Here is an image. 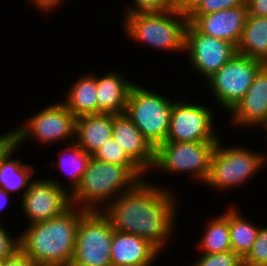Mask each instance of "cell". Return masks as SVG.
Returning a JSON list of instances; mask_svg holds the SVG:
<instances>
[{
  "mask_svg": "<svg viewBox=\"0 0 267 266\" xmlns=\"http://www.w3.org/2000/svg\"><path fill=\"white\" fill-rule=\"evenodd\" d=\"M146 179L123 192L102 212L115 231L145 238L163 252L176 230L178 199L169 188Z\"/></svg>",
  "mask_w": 267,
  "mask_h": 266,
  "instance_id": "6da1fadb",
  "label": "cell"
},
{
  "mask_svg": "<svg viewBox=\"0 0 267 266\" xmlns=\"http://www.w3.org/2000/svg\"><path fill=\"white\" fill-rule=\"evenodd\" d=\"M86 210L71 206L63 214L27 225L20 232V249L39 266H70L81 215Z\"/></svg>",
  "mask_w": 267,
  "mask_h": 266,
  "instance_id": "7a4b0ae2",
  "label": "cell"
},
{
  "mask_svg": "<svg viewBox=\"0 0 267 266\" xmlns=\"http://www.w3.org/2000/svg\"><path fill=\"white\" fill-rule=\"evenodd\" d=\"M140 179L123 165L90 158L77 188L70 194L71 204L84 210L102 211Z\"/></svg>",
  "mask_w": 267,
  "mask_h": 266,
  "instance_id": "3957f363",
  "label": "cell"
},
{
  "mask_svg": "<svg viewBox=\"0 0 267 266\" xmlns=\"http://www.w3.org/2000/svg\"><path fill=\"white\" fill-rule=\"evenodd\" d=\"M125 37L156 50L184 53L188 15L175 8L164 12L123 14Z\"/></svg>",
  "mask_w": 267,
  "mask_h": 266,
  "instance_id": "277c9868",
  "label": "cell"
},
{
  "mask_svg": "<svg viewBox=\"0 0 267 266\" xmlns=\"http://www.w3.org/2000/svg\"><path fill=\"white\" fill-rule=\"evenodd\" d=\"M223 144L220 138L212 153L209 176L204 183L208 187L222 191L241 187L267 164V152Z\"/></svg>",
  "mask_w": 267,
  "mask_h": 266,
  "instance_id": "5b68a950",
  "label": "cell"
},
{
  "mask_svg": "<svg viewBox=\"0 0 267 266\" xmlns=\"http://www.w3.org/2000/svg\"><path fill=\"white\" fill-rule=\"evenodd\" d=\"M173 102L136 83L130 90L125 113L154 148L166 142Z\"/></svg>",
  "mask_w": 267,
  "mask_h": 266,
  "instance_id": "8992f818",
  "label": "cell"
},
{
  "mask_svg": "<svg viewBox=\"0 0 267 266\" xmlns=\"http://www.w3.org/2000/svg\"><path fill=\"white\" fill-rule=\"evenodd\" d=\"M217 141L174 142L166 141L155 148L152 170L168 174H190L205 183L210 171V161Z\"/></svg>",
  "mask_w": 267,
  "mask_h": 266,
  "instance_id": "52a82bcc",
  "label": "cell"
},
{
  "mask_svg": "<svg viewBox=\"0 0 267 266\" xmlns=\"http://www.w3.org/2000/svg\"><path fill=\"white\" fill-rule=\"evenodd\" d=\"M114 229L102 211L86 210L79 220L70 266H112Z\"/></svg>",
  "mask_w": 267,
  "mask_h": 266,
  "instance_id": "ba28073f",
  "label": "cell"
},
{
  "mask_svg": "<svg viewBox=\"0 0 267 266\" xmlns=\"http://www.w3.org/2000/svg\"><path fill=\"white\" fill-rule=\"evenodd\" d=\"M264 65L245 55L235 54L205 80L209 91L213 93H211L212 98L214 97L220 108L228 113L243 98L256 74Z\"/></svg>",
  "mask_w": 267,
  "mask_h": 266,
  "instance_id": "9c48e42d",
  "label": "cell"
},
{
  "mask_svg": "<svg viewBox=\"0 0 267 266\" xmlns=\"http://www.w3.org/2000/svg\"><path fill=\"white\" fill-rule=\"evenodd\" d=\"M75 121L76 117L63 102L47 104L24 124L16 127L17 146L20 148L27 143L25 141L32 139L48 145L59 141L71 143L75 140Z\"/></svg>",
  "mask_w": 267,
  "mask_h": 266,
  "instance_id": "30bf717a",
  "label": "cell"
},
{
  "mask_svg": "<svg viewBox=\"0 0 267 266\" xmlns=\"http://www.w3.org/2000/svg\"><path fill=\"white\" fill-rule=\"evenodd\" d=\"M213 111L200 103L174 99L166 141H218Z\"/></svg>",
  "mask_w": 267,
  "mask_h": 266,
  "instance_id": "8fae6325",
  "label": "cell"
},
{
  "mask_svg": "<svg viewBox=\"0 0 267 266\" xmlns=\"http://www.w3.org/2000/svg\"><path fill=\"white\" fill-rule=\"evenodd\" d=\"M184 53L188 54L190 69L207 80L237 54V47L224 39L200 33L189 22L185 32Z\"/></svg>",
  "mask_w": 267,
  "mask_h": 266,
  "instance_id": "7c38bea8",
  "label": "cell"
},
{
  "mask_svg": "<svg viewBox=\"0 0 267 266\" xmlns=\"http://www.w3.org/2000/svg\"><path fill=\"white\" fill-rule=\"evenodd\" d=\"M20 201L29 225L57 217L72 206L70 193L56 178L34 179Z\"/></svg>",
  "mask_w": 267,
  "mask_h": 266,
  "instance_id": "4fadbf2b",
  "label": "cell"
},
{
  "mask_svg": "<svg viewBox=\"0 0 267 266\" xmlns=\"http://www.w3.org/2000/svg\"><path fill=\"white\" fill-rule=\"evenodd\" d=\"M229 113L234 127L250 129L267 125V64L258 71L248 91Z\"/></svg>",
  "mask_w": 267,
  "mask_h": 266,
  "instance_id": "5bb4252c",
  "label": "cell"
},
{
  "mask_svg": "<svg viewBox=\"0 0 267 266\" xmlns=\"http://www.w3.org/2000/svg\"><path fill=\"white\" fill-rule=\"evenodd\" d=\"M247 16V5H242L208 14L188 15V20L200 33L224 39L237 47Z\"/></svg>",
  "mask_w": 267,
  "mask_h": 266,
  "instance_id": "9a60e30c",
  "label": "cell"
},
{
  "mask_svg": "<svg viewBox=\"0 0 267 266\" xmlns=\"http://www.w3.org/2000/svg\"><path fill=\"white\" fill-rule=\"evenodd\" d=\"M112 138L145 174L152 170L155 160V148L133 124L126 113L113 114Z\"/></svg>",
  "mask_w": 267,
  "mask_h": 266,
  "instance_id": "2e32d148",
  "label": "cell"
},
{
  "mask_svg": "<svg viewBox=\"0 0 267 266\" xmlns=\"http://www.w3.org/2000/svg\"><path fill=\"white\" fill-rule=\"evenodd\" d=\"M159 254L163 253L145 238L114 230L111 243L112 266H152Z\"/></svg>",
  "mask_w": 267,
  "mask_h": 266,
  "instance_id": "e0dca14e",
  "label": "cell"
},
{
  "mask_svg": "<svg viewBox=\"0 0 267 266\" xmlns=\"http://www.w3.org/2000/svg\"><path fill=\"white\" fill-rule=\"evenodd\" d=\"M118 72L112 70L101 77L96 75L98 114L125 113L128 96L135 82Z\"/></svg>",
  "mask_w": 267,
  "mask_h": 266,
  "instance_id": "ac0fdd59",
  "label": "cell"
},
{
  "mask_svg": "<svg viewBox=\"0 0 267 266\" xmlns=\"http://www.w3.org/2000/svg\"><path fill=\"white\" fill-rule=\"evenodd\" d=\"M112 129L113 114L101 113L77 117L74 142L92 155L112 137Z\"/></svg>",
  "mask_w": 267,
  "mask_h": 266,
  "instance_id": "d6986e66",
  "label": "cell"
},
{
  "mask_svg": "<svg viewBox=\"0 0 267 266\" xmlns=\"http://www.w3.org/2000/svg\"><path fill=\"white\" fill-rule=\"evenodd\" d=\"M76 80L73 85L69 86L63 103L76 118L98 114L96 74L87 73Z\"/></svg>",
  "mask_w": 267,
  "mask_h": 266,
  "instance_id": "ffe728a7",
  "label": "cell"
},
{
  "mask_svg": "<svg viewBox=\"0 0 267 266\" xmlns=\"http://www.w3.org/2000/svg\"><path fill=\"white\" fill-rule=\"evenodd\" d=\"M237 53L267 64V17L247 16Z\"/></svg>",
  "mask_w": 267,
  "mask_h": 266,
  "instance_id": "44dd1931",
  "label": "cell"
},
{
  "mask_svg": "<svg viewBox=\"0 0 267 266\" xmlns=\"http://www.w3.org/2000/svg\"><path fill=\"white\" fill-rule=\"evenodd\" d=\"M18 148L16 146L0 162V188L11 194V196L16 192L17 194L18 192H23L22 196H24L30 183L34 180L32 175L35 172V166L23 163L20 158L14 160L13 155Z\"/></svg>",
  "mask_w": 267,
  "mask_h": 266,
  "instance_id": "7402d4cb",
  "label": "cell"
},
{
  "mask_svg": "<svg viewBox=\"0 0 267 266\" xmlns=\"http://www.w3.org/2000/svg\"><path fill=\"white\" fill-rule=\"evenodd\" d=\"M238 211L239 209H236L234 205L228 208L230 243L232 251L244 259L256 241L260 225L247 220L242 212Z\"/></svg>",
  "mask_w": 267,
  "mask_h": 266,
  "instance_id": "603a6c76",
  "label": "cell"
},
{
  "mask_svg": "<svg viewBox=\"0 0 267 266\" xmlns=\"http://www.w3.org/2000/svg\"><path fill=\"white\" fill-rule=\"evenodd\" d=\"M62 150L63 152L58 156L59 160L52 162L49 165L52 166L53 164L54 167H60L62 173L64 171L69 178L68 181H70V185H67L68 187H66V191L71 194L79 185L91 155L86 153L74 141L68 143V147L65 150Z\"/></svg>",
  "mask_w": 267,
  "mask_h": 266,
  "instance_id": "cb8c5ba5",
  "label": "cell"
},
{
  "mask_svg": "<svg viewBox=\"0 0 267 266\" xmlns=\"http://www.w3.org/2000/svg\"><path fill=\"white\" fill-rule=\"evenodd\" d=\"M204 235L198 242V252L214 254L231 251L230 232L228 226V209L218 217L211 219L206 225ZM199 246V247H198ZM202 250V251H201Z\"/></svg>",
  "mask_w": 267,
  "mask_h": 266,
  "instance_id": "d4e9b609",
  "label": "cell"
},
{
  "mask_svg": "<svg viewBox=\"0 0 267 266\" xmlns=\"http://www.w3.org/2000/svg\"><path fill=\"white\" fill-rule=\"evenodd\" d=\"M91 157L96 160L127 166L140 180H144L145 173L126 155L123 148L111 137L100 146Z\"/></svg>",
  "mask_w": 267,
  "mask_h": 266,
  "instance_id": "484cf974",
  "label": "cell"
},
{
  "mask_svg": "<svg viewBox=\"0 0 267 266\" xmlns=\"http://www.w3.org/2000/svg\"><path fill=\"white\" fill-rule=\"evenodd\" d=\"M243 266H267V225L260 227L251 251L243 259Z\"/></svg>",
  "mask_w": 267,
  "mask_h": 266,
  "instance_id": "4316f807",
  "label": "cell"
},
{
  "mask_svg": "<svg viewBox=\"0 0 267 266\" xmlns=\"http://www.w3.org/2000/svg\"><path fill=\"white\" fill-rule=\"evenodd\" d=\"M201 255L191 266H243V259L232 250Z\"/></svg>",
  "mask_w": 267,
  "mask_h": 266,
  "instance_id": "83f0119b",
  "label": "cell"
},
{
  "mask_svg": "<svg viewBox=\"0 0 267 266\" xmlns=\"http://www.w3.org/2000/svg\"><path fill=\"white\" fill-rule=\"evenodd\" d=\"M133 7L126 6L125 14L164 12L175 8V0H133Z\"/></svg>",
  "mask_w": 267,
  "mask_h": 266,
  "instance_id": "f1b7e54d",
  "label": "cell"
},
{
  "mask_svg": "<svg viewBox=\"0 0 267 266\" xmlns=\"http://www.w3.org/2000/svg\"><path fill=\"white\" fill-rule=\"evenodd\" d=\"M246 5V0H202L189 15H202Z\"/></svg>",
  "mask_w": 267,
  "mask_h": 266,
  "instance_id": "f546056e",
  "label": "cell"
},
{
  "mask_svg": "<svg viewBox=\"0 0 267 266\" xmlns=\"http://www.w3.org/2000/svg\"><path fill=\"white\" fill-rule=\"evenodd\" d=\"M9 234L8 228L0 222V259L12 257L20 249V235L15 237Z\"/></svg>",
  "mask_w": 267,
  "mask_h": 266,
  "instance_id": "4dcf8cb0",
  "label": "cell"
},
{
  "mask_svg": "<svg viewBox=\"0 0 267 266\" xmlns=\"http://www.w3.org/2000/svg\"><path fill=\"white\" fill-rule=\"evenodd\" d=\"M9 132V133H8ZM17 146L16 127L0 135V162Z\"/></svg>",
  "mask_w": 267,
  "mask_h": 266,
  "instance_id": "1f68e13d",
  "label": "cell"
},
{
  "mask_svg": "<svg viewBox=\"0 0 267 266\" xmlns=\"http://www.w3.org/2000/svg\"><path fill=\"white\" fill-rule=\"evenodd\" d=\"M4 266H39L32 258L19 249L12 257L6 259Z\"/></svg>",
  "mask_w": 267,
  "mask_h": 266,
  "instance_id": "d6a6232c",
  "label": "cell"
},
{
  "mask_svg": "<svg viewBox=\"0 0 267 266\" xmlns=\"http://www.w3.org/2000/svg\"><path fill=\"white\" fill-rule=\"evenodd\" d=\"M248 15L267 17V0H246Z\"/></svg>",
  "mask_w": 267,
  "mask_h": 266,
  "instance_id": "836d02e7",
  "label": "cell"
},
{
  "mask_svg": "<svg viewBox=\"0 0 267 266\" xmlns=\"http://www.w3.org/2000/svg\"><path fill=\"white\" fill-rule=\"evenodd\" d=\"M30 4H33L40 12L49 13L53 11V9H57L60 7V3L63 4L65 0H29ZM67 1V0H66ZM57 7V8H56Z\"/></svg>",
  "mask_w": 267,
  "mask_h": 266,
  "instance_id": "e575fe53",
  "label": "cell"
},
{
  "mask_svg": "<svg viewBox=\"0 0 267 266\" xmlns=\"http://www.w3.org/2000/svg\"><path fill=\"white\" fill-rule=\"evenodd\" d=\"M202 0H175V9L189 15Z\"/></svg>",
  "mask_w": 267,
  "mask_h": 266,
  "instance_id": "d590c367",
  "label": "cell"
},
{
  "mask_svg": "<svg viewBox=\"0 0 267 266\" xmlns=\"http://www.w3.org/2000/svg\"><path fill=\"white\" fill-rule=\"evenodd\" d=\"M11 194H8L6 191H4L2 188H0V212H4V209L6 208V205H9L8 202L10 200ZM0 213L3 214V213Z\"/></svg>",
  "mask_w": 267,
  "mask_h": 266,
  "instance_id": "8d00e7d4",
  "label": "cell"
},
{
  "mask_svg": "<svg viewBox=\"0 0 267 266\" xmlns=\"http://www.w3.org/2000/svg\"><path fill=\"white\" fill-rule=\"evenodd\" d=\"M6 259H0V266H4Z\"/></svg>",
  "mask_w": 267,
  "mask_h": 266,
  "instance_id": "74e56055",
  "label": "cell"
},
{
  "mask_svg": "<svg viewBox=\"0 0 267 266\" xmlns=\"http://www.w3.org/2000/svg\"><path fill=\"white\" fill-rule=\"evenodd\" d=\"M263 128H265L263 130L267 132V125H264ZM266 135H267V133H266Z\"/></svg>",
  "mask_w": 267,
  "mask_h": 266,
  "instance_id": "f35d334b",
  "label": "cell"
}]
</instances>
